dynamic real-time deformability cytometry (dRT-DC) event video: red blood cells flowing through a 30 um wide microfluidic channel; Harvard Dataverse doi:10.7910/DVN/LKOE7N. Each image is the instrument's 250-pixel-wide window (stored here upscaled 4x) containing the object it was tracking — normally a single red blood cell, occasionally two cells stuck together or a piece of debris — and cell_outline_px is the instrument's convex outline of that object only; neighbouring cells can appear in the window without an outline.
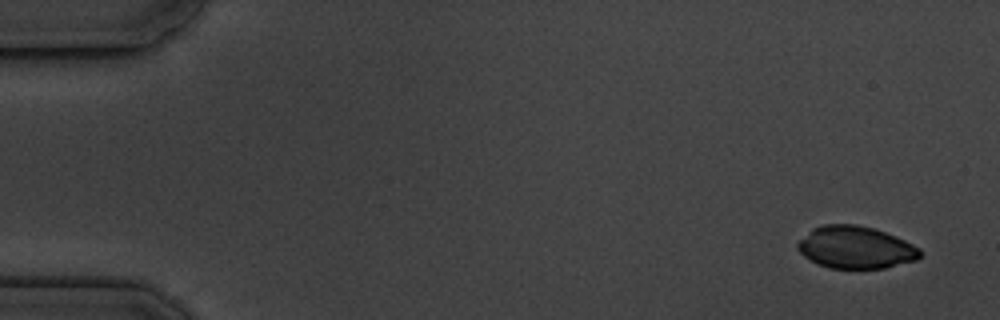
{"species": "common noctule bat (a hibernating species)", "species_latin": "Nyctalus noctula", "temperature_condition": "cold", "stored_images_in_passage": 5, "camera_frame_rate_fps": 3000, "um_per_image_px": 0.085, "animal": {"sex": "male", "body_mass_g": 19.5, "forearm_length_mm": 54.6}, "frame": {"image": 1, "passage_image": 1, "time_ms": 0.0, "image_size_px": [1000, 320], "cell_outline_px": [[920, 256], [916, 260], [884, 268], [828, 268], [804, 256], [796, 248], [796, 244], [812, 228], [824, 224], [856, 224], [872, 228], [896, 236], [920, 248]], "centroid_in_image_um": [72.71, 21.02], "position_along_channel_um": 12.3, "area_um2": 29.94}}